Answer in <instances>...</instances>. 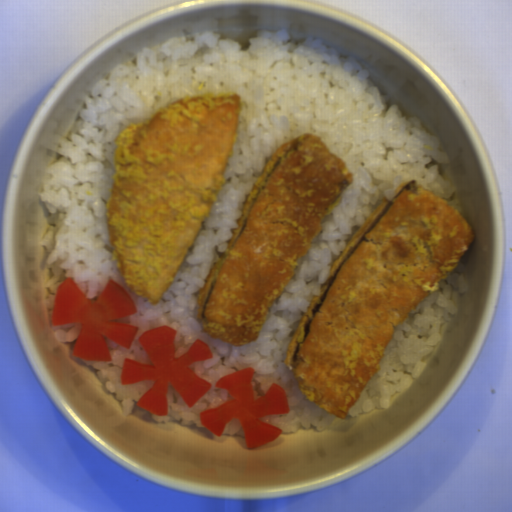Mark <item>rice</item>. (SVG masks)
Here are the masks:
<instances>
[{"mask_svg": "<svg viewBox=\"0 0 512 512\" xmlns=\"http://www.w3.org/2000/svg\"><path fill=\"white\" fill-rule=\"evenodd\" d=\"M290 38L282 29L263 30L242 47L225 34L198 32L143 49L93 86L45 169L38 196L50 212L40 242L47 252L45 265L52 268L45 284L48 314H53L58 287L68 277L93 302L112 279L137 310L115 320L138 326L129 349L103 336L111 360H83L96 370L104 389L121 400L124 416L154 385V380L122 384L125 359L153 366L138 339L145 331L170 326L176 330L174 358L187 353L196 339L209 347L212 357L188 368L211 388L190 408L168 385L167 413L151 414L152 420L203 428L201 413L233 398L216 383L253 367L254 399L279 384L289 406L287 414L260 421L283 433L324 430L336 416L301 394L285 359L303 316L350 238L384 199H393L395 190L411 179L466 215L457 201L458 187L444 174L450 155L422 120L390 102L359 61L341 57L323 40L307 37L292 43ZM233 93L241 99L240 127L221 191L163 298L151 305L124 282L108 238L105 215L116 165L114 145L123 130L172 102ZM309 131L344 160L352 185L323 220L312 249L298 259L294 277L274 300L256 341L232 347L203 331L196 316L198 293L225 252L265 161L279 144Z\"/></svg>", "mask_w": 512, "mask_h": 512, "instance_id": "652b925c", "label": "rice"}, {"mask_svg": "<svg viewBox=\"0 0 512 512\" xmlns=\"http://www.w3.org/2000/svg\"><path fill=\"white\" fill-rule=\"evenodd\" d=\"M468 285L467 264L460 258L436 289L397 326L378 370L347 415L385 411L393 396L423 372V356L440 340L442 330L458 311L460 293H467Z\"/></svg>", "mask_w": 512, "mask_h": 512, "instance_id": "023b6e5f", "label": "rice"}]
</instances>
